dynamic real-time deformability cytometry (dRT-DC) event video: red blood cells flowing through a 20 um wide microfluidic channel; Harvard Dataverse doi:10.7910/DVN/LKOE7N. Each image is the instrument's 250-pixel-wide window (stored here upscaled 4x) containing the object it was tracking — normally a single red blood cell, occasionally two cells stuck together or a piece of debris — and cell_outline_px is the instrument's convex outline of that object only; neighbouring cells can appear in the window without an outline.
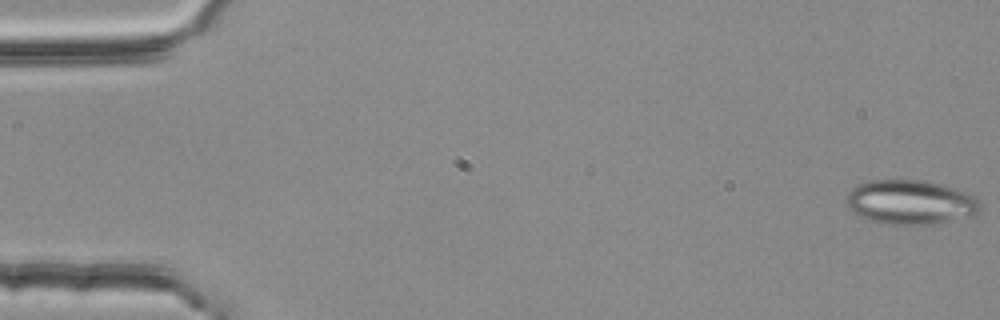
{"species": "common noctule bat (a hibernating species)", "species_latin": "Nyctalus noctula", "temperature_condition": "room temperature", "stored_images_in_passage": 3, "camera_frame_rate_fps": 3000, "um_per_image_px": 0.085, "animal": {"sex": "female", "body_mass_g": 25.1}, "frame": {"image": 1, "passage_image": 3, "time_ms": 0.667, "image_size_px": [1000, 320], "cell_outline_px": [[980, 212], [972, 216], [928, 224], [888, 224], [872, 220], [860, 216], [852, 212], [848, 208], [844, 200], [844, 196], [856, 184], [868, 180], [924, 180], [940, 184], [968, 192], [976, 196], [980, 200]], "centroid_in_image_um": [77.37, 17.17], "position_along_channel_um": 7.6, "area_um2": 34.85}}